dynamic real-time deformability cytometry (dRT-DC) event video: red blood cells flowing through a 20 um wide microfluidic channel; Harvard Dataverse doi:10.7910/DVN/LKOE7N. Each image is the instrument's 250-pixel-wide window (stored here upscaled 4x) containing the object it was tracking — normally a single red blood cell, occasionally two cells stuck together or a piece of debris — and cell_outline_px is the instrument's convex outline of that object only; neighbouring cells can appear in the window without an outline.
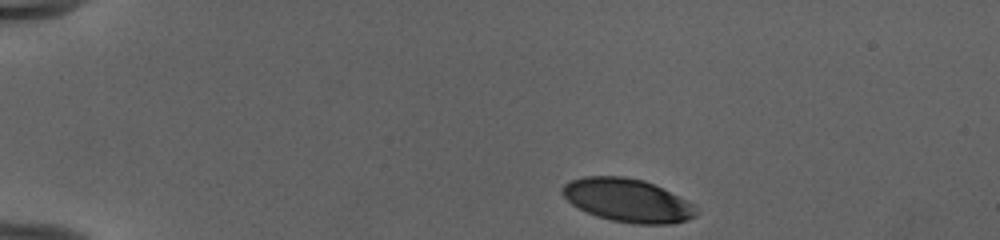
{"species": "human", "species_latin": "Homo sapiens", "temperature_condition": "cold", "stored_images_in_passage": 43, "camera_frame_rate_fps": 3000, "um_per_image_px": 0.085, "donor": {"sex": "female"}, "frame": {"image": 1, "passage_image": 1, "time_ms": 0.0, "image_size_px": [1000, 240], "cell_outline_px": [[696, 216], [688, 220], [672, 224], [632, 224], [612, 220], [596, 216], [572, 204], [560, 192], [564, 184], [572, 180], [584, 176], [624, 176], [644, 180], [696, 204]], "centroid_in_image_um": [53.37, 17.03], "position_along_channel_um": 31.6, "area_um2": 33.76}}
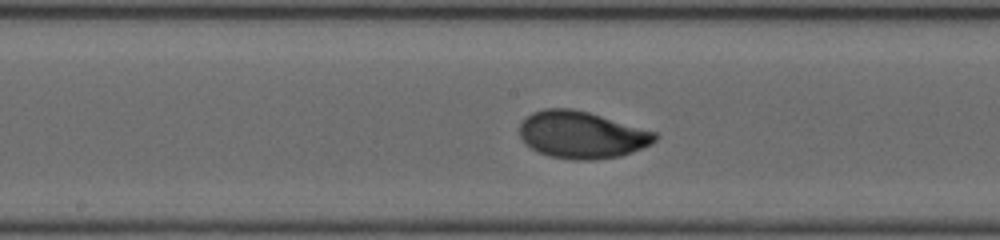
{"frame": {"image": 2, "passage_image": 20, "time_ms": 6.333, "image_size_px": [1000, 240], "cell_outline_px": [[660, 136], [652, 144], [632, 152], [620, 156], [592, 160], [572, 160], [548, 156], [524, 144], [520, 136], [520, 124], [532, 112], [544, 108], [572, 108], [588, 112], [656, 132]], "centroid_in_image_um": [49.45, 11.46], "position_along_channel_um": 198.7, "area_um2": 37.22}}
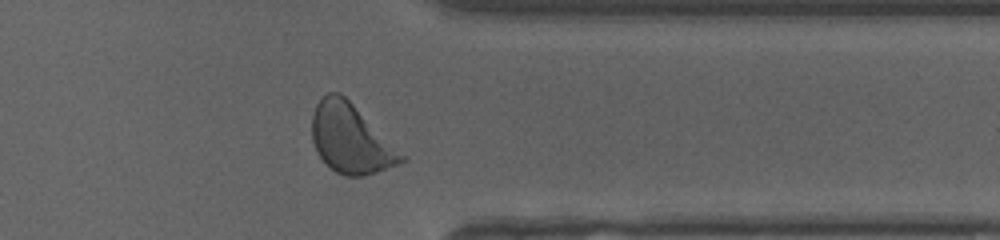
{"frame": {"image": 3, "passage_image": 34, "time_ms": 11.0, "image_size_px": [1000, 240], "cell_outline_px": [[408, 160], [376, 172], [364, 176], [344, 176], [336, 172], [316, 152], [312, 140], [312, 112], [316, 104], [328, 92], [340, 92], [408, 156]], "centroid_in_image_um": [29.84, 11.8], "position_along_channel_um": 381.6, "area_um2": 36.07}, "authors_computed_cell_mechanics": {"area_um2": 35.8938, "velocity_mm_per_s": 3.9757, "shape_relaxation_time_tau1_ms": 2.0457, "shape_relaxation_time_tau2_ms": null, "deformation_change_tau1": 0.132, "deformation_change_tau2": null}}